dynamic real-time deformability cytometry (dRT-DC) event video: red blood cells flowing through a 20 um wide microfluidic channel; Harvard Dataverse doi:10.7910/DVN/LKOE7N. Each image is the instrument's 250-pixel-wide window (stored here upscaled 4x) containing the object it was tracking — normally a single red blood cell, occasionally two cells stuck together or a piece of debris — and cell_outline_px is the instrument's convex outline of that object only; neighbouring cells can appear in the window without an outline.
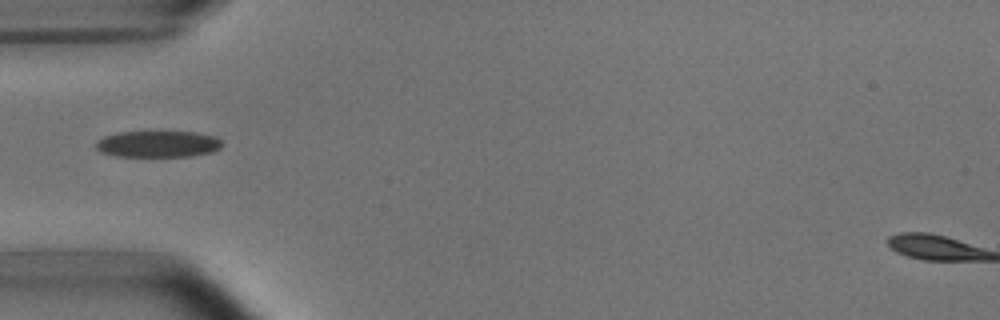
{"species": "common noctule bat (a hibernating species)", "species_latin": "Nyctalus noctula", "temperature_condition": "room temperature", "stored_images_in_passage": 8, "camera_frame_rate_fps": 3000, "um_per_image_px": 0.085, "animal": {"sex": "male", "body_mass_g": 15.6}, "frame": {"image": 1, "passage_image": 5, "time_ms": 5.0, "image_size_px": [1000, 320], "cell_outline_px": [[224, 144], [220, 148], [212, 152], [192, 156], [116, 156], [100, 152], [96, 148], [96, 140], [104, 136], [120, 132], [196, 132], [216, 136]], "centroid_in_image_um": [13.44, 12.24], "position_along_channel_um": 71.6, "area_um2": 19.54}}
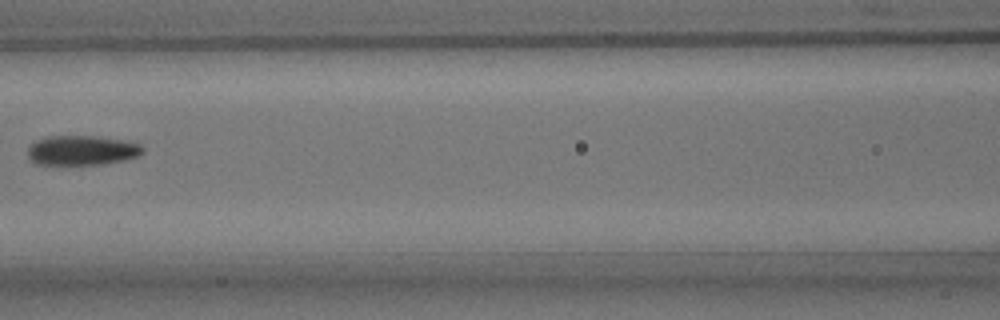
{"frame": {"image": 2, "passage_image": 7, "time_ms": 7.333, "image_size_px": [1000, 320], "cell_outline_px": [[144, 152], [140, 156], [124, 160], [104, 164], [32, 164], [28, 156], [28, 148], [36, 140], [48, 136], [96, 136], [124, 140], [140, 144], [144, 148]], "centroid_in_image_um": [6.98, 12.78], "position_along_channel_um": 159.6, "area_um2": 20.06}}
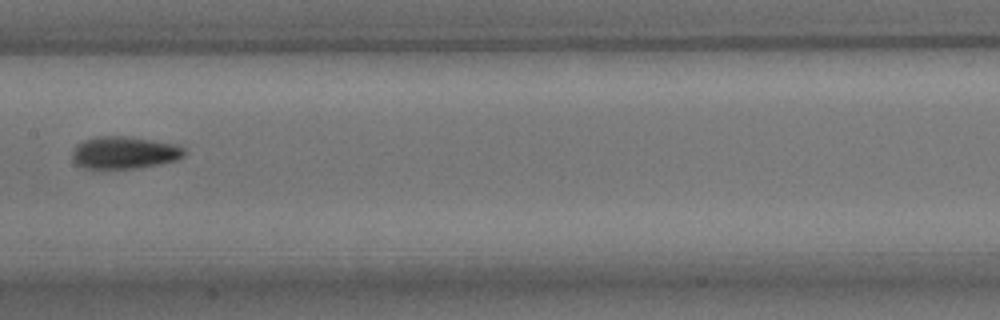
{"frame": {"image": 3, "passage_image": 8, "time_ms": 8.333, "image_size_px": [1000, 320], "cell_outline_px": [[188, 152], [184, 156], [176, 160], [160, 164], [136, 168], [84, 168], [76, 164], [72, 156], [72, 152], [76, 144], [84, 140], [96, 136], [124, 136], [152, 140], [176, 144], [184, 148]], "centroid_in_image_um": [10.58, 12.97], "position_along_channel_um": 196.8, "area_um2": 21.15}}